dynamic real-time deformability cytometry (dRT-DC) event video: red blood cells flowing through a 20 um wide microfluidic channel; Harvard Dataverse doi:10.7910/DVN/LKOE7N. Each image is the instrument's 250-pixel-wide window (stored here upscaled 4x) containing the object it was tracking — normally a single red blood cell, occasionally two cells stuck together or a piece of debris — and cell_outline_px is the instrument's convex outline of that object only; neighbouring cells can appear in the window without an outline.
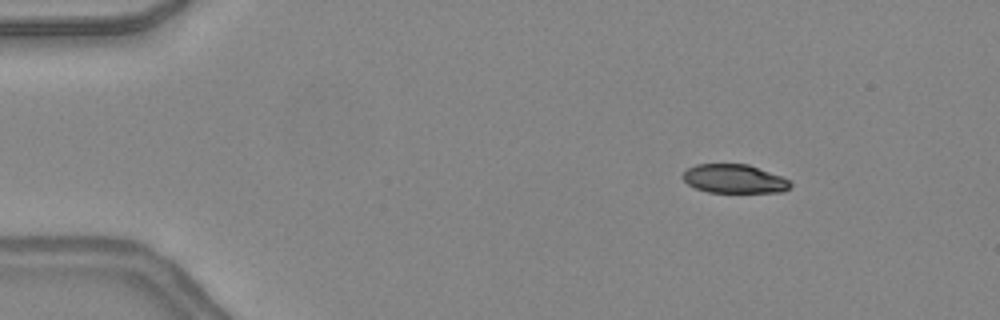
{"species": "common noctule bat (a hibernating species)", "species_latin": "Nyctalus noctula", "temperature_condition": "warm", "stored_images_in_passage": 16, "camera_frame_rate_fps": 3000, "um_per_image_px": 0.085, "animal": {"sex": "female", "body_mass_g": 24.6, "forearm_length_mm": 56.2}, "frame": {"image": 1, "passage_image": 7, "time_ms": 2.0, "image_size_px": [1000, 320], "cell_outline_px": [[792, 184], [784, 192], [708, 192], [696, 188], [688, 184], [680, 176], [688, 168], [696, 164], [748, 164], [780, 176], [788, 180]], "centroid_in_image_um": [62.38, 15.2], "position_along_channel_um": 22.6, "area_um2": 17.92}}